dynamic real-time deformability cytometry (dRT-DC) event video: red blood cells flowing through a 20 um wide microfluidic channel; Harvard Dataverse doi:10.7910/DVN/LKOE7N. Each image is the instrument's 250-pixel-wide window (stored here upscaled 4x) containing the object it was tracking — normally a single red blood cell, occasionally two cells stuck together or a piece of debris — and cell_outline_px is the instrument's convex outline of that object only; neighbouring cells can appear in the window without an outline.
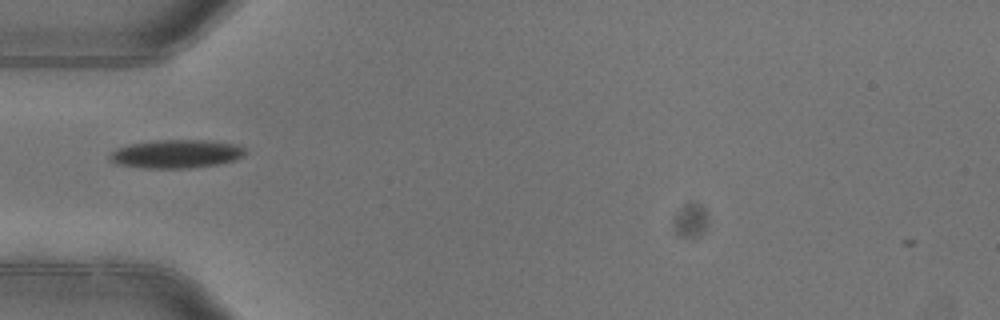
{"species": "common noctule bat (a hibernating species)", "species_latin": "Nyctalus noctula", "temperature_condition": "warm", "stored_images_in_passage": 2, "camera_frame_rate_fps": 3000, "um_per_image_px": 0.085, "animal": {"sex": "female"}, "frame": {"image": 1, "passage_image": 1, "time_ms": 0.0, "image_size_px": [1000, 320], "cell_outline_px": [[244, 152], [240, 156], [232, 160], [216, 164], [180, 168], [148, 168], [120, 164], [112, 160], [108, 156], [116, 148], [128, 144], [156, 140], [212, 140], [236, 144], [244, 148]], "centroid_in_image_um": [14.95, 13.05], "position_along_channel_um": 70.1, "area_um2": 21.96}}